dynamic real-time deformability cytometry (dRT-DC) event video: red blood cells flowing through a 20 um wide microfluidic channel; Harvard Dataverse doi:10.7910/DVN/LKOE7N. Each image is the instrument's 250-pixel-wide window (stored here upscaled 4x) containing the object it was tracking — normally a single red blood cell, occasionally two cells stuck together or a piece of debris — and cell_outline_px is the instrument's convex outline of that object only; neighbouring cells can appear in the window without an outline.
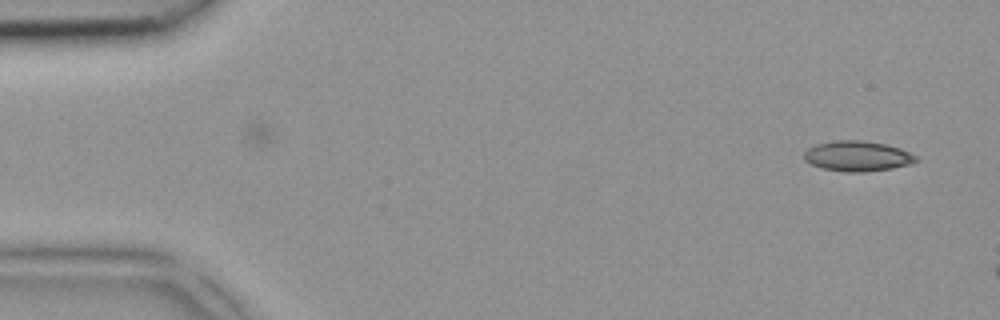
{"species": "common noctule bat (a hibernating species)", "species_latin": "Nyctalus noctula", "temperature_condition": "room temperature", "stored_images_in_passage": 5, "camera_frame_rate_fps": 3000, "um_per_image_px": 0.085, "animal": {"sex": "female", "body_mass_g": 18.4}, "frame": {"image": 1, "passage_image": 5, "time_ms": 1.333, "image_size_px": [1000, 320], "cell_outline_px": [[920, 160], [912, 164], [892, 168], [864, 172], [844, 172], [820, 168], [804, 160], [804, 152], [808, 148], [816, 144], [836, 140], [864, 140], [888, 144], [900, 148], [916, 156]], "centroid_in_image_um": [72.89, 13.27], "position_along_channel_um": 12.1, "area_um2": 20.0}}